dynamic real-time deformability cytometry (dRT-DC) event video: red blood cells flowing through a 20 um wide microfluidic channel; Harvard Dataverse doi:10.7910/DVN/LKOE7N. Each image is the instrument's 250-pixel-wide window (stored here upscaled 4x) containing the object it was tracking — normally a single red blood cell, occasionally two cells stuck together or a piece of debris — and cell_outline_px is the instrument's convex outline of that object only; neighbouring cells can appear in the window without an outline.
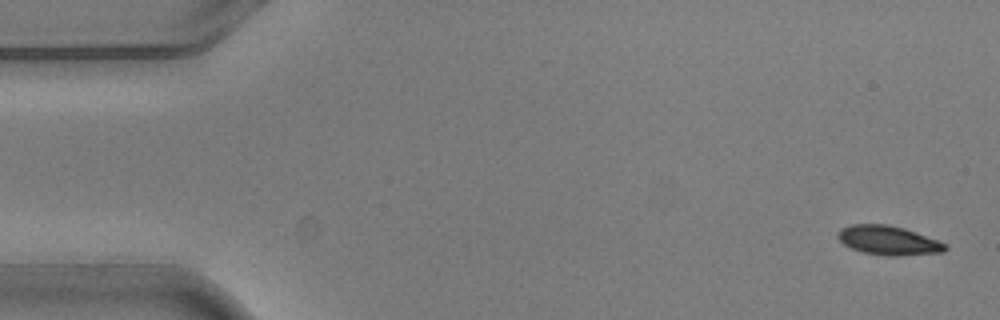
{"species": "common noctule bat (a hibernating species)", "species_latin": "Nyctalus noctula", "temperature_condition": "warm", "stored_images_in_passage": 4, "camera_frame_rate_fps": 3000, "um_per_image_px": 0.085, "animal": {"sex": "male", "body_mass_g": 20.5, "forearm_length_mm": 52.5}, "frame": {"image": 1, "passage_image": 1, "time_ms": 0.0, "image_size_px": [1000, 320], "cell_outline_px": [[948, 248], [944, 252], [896, 256], [888, 256], [864, 252], [852, 248], [844, 244], [836, 236], [840, 228], [852, 224], [888, 224], [904, 228], [916, 232], [936, 240], [944, 244]], "centroid_in_image_um": [75.49, 20.42], "position_along_channel_um": 9.5, "area_um2": 18.09}}
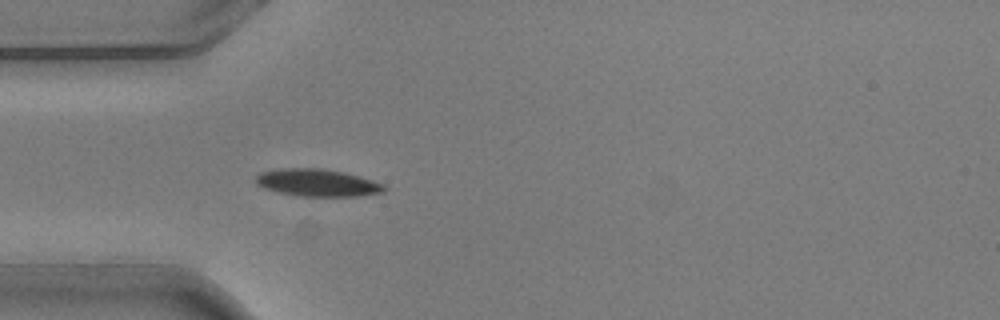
{"frame": {"image": 2, "passage_image": 4, "time_ms": 1.0, "image_size_px": [1000, 320], "cell_outline_px": [[388, 188], [384, 192], [356, 196], [300, 196], [280, 192], [264, 188], [256, 184], [256, 176], [260, 172], [280, 168], [320, 168], [344, 172], [372, 180], [384, 184]], "centroid_in_image_um": [26.99, 15.53], "position_along_channel_um": 58.0, "area_um2": 20.4}}